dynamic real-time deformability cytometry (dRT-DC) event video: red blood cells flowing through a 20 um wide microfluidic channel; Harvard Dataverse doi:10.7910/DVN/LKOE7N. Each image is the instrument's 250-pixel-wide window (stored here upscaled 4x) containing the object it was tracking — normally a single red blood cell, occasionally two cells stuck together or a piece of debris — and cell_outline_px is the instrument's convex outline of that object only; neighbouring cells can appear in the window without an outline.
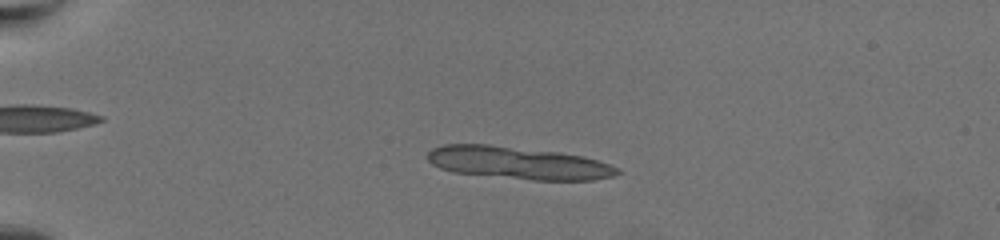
{"species": "common noctule bat (a hibernating species)", "species_latin": "Nyctalus noctula", "temperature_condition": "warm", "stored_images_in_passage": 23, "camera_frame_rate_fps": 3000, "um_per_image_px": 0.085, "animal": {"sex": "female", "body_mass_g": 19.5, "forearm_length_mm": 54.1}, "frame": {"image": 1, "passage_image": 17, "time_ms": 5.333, "image_size_px": [1000, 240], "cell_outline_px": [[620, 172], [616, 176], [592, 180], [532, 180], [452, 172], [440, 168], [432, 164], [428, 160], [428, 152], [432, 148], [444, 144], [488, 144], [560, 152], [584, 156], [608, 164], [616, 168]], "centroid_in_image_um": [44.03, 13.84], "position_along_channel_um": 41.0, "area_um2": 35.95}}